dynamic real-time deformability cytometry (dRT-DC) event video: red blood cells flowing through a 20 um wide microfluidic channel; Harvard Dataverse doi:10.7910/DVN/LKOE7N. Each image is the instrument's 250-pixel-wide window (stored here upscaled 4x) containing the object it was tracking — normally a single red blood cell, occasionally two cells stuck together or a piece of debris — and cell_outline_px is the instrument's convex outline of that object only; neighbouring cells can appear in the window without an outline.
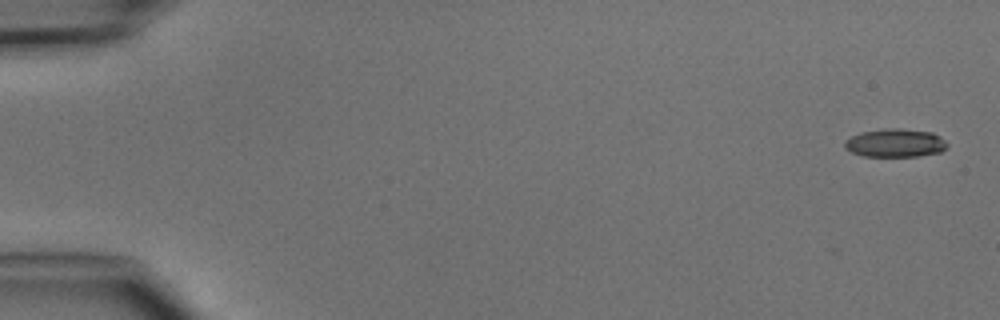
{"species": "common noctule bat (a hibernating species)", "species_latin": "Nyctalus noctula", "temperature_condition": "cold", "stored_images_in_passage": 5, "segment_of_instrument_passage": [1, 2], "camera_frame_rate_fps": 3000, "um_per_image_px": 0.085, "animal": {"sex": "male", "body_mass_g": 15.6}, "frame": {"image": 1, "passage_image": 1, "time_ms": 0.0, "image_size_px": [1000, 320], "cell_outline_px": [[948, 144], [940, 152], [916, 156], [864, 156], [852, 152], [844, 148], [844, 140], [860, 132], [884, 128], [900, 128], [932, 132], [940, 136]], "centroid_in_image_um": [76.06, 12.14], "position_along_channel_um": 8.9, "area_um2": 16.94}}
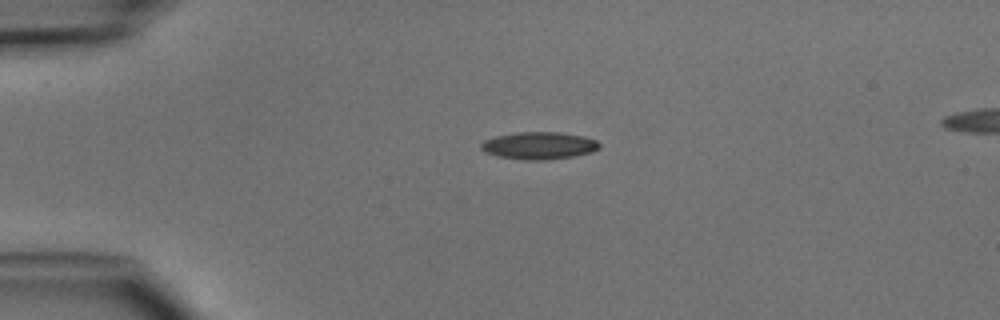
{"frame": {"image": 2, "passage_image": 4, "time_ms": 3.333, "image_size_px": [1000, 320], "cell_outline_px": [[600, 148], [592, 152], [572, 156], [544, 160], [520, 160], [496, 156], [484, 152], [480, 148], [480, 144], [484, 140], [496, 136], [516, 132], [560, 132], [584, 136], [596, 140], [600, 144]], "centroid_in_image_um": [45.79, 12.38], "position_along_channel_um": 39.2, "area_um2": 19.02}}